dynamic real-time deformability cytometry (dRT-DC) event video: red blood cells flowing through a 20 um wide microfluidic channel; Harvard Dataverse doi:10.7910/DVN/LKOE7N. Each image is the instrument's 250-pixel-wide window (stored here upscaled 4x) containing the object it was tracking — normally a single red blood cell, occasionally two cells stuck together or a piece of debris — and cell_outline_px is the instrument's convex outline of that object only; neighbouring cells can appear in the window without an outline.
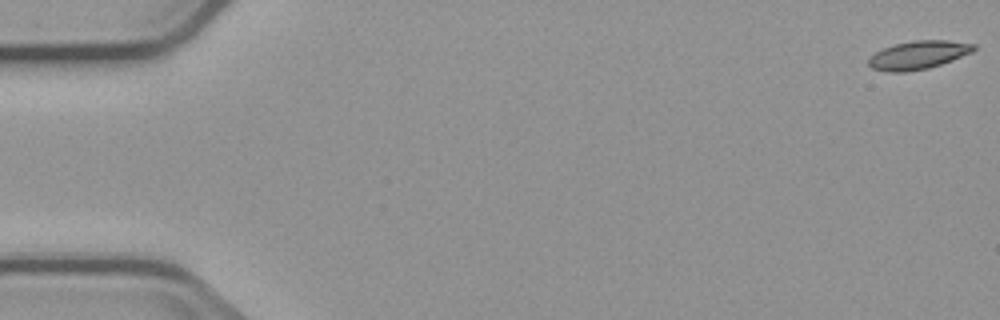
{"species": "common noctule bat (a hibernating species)", "species_latin": "Nyctalus noctula", "temperature_condition": "cold", "stored_images_in_passage": 5, "camera_frame_rate_fps": 3000, "um_per_image_px": 0.085, "animal": {"sex": "male", "body_mass_g": 23.1, "forearm_length_mm": 52.7}, "frame": {"image": 1, "passage_image": 1, "time_ms": 0.0, "image_size_px": [1000, 320], "cell_outline_px": [[976, 48], [972, 52], [952, 60], [928, 68], [904, 72], [888, 72], [872, 68], [868, 64], [868, 60], [876, 52], [884, 48], [896, 44], [912, 40], [948, 40], [976, 44]], "centroid_in_image_um": [78.07, 4.67], "position_along_channel_um": 6.9, "area_um2": 17.22}}